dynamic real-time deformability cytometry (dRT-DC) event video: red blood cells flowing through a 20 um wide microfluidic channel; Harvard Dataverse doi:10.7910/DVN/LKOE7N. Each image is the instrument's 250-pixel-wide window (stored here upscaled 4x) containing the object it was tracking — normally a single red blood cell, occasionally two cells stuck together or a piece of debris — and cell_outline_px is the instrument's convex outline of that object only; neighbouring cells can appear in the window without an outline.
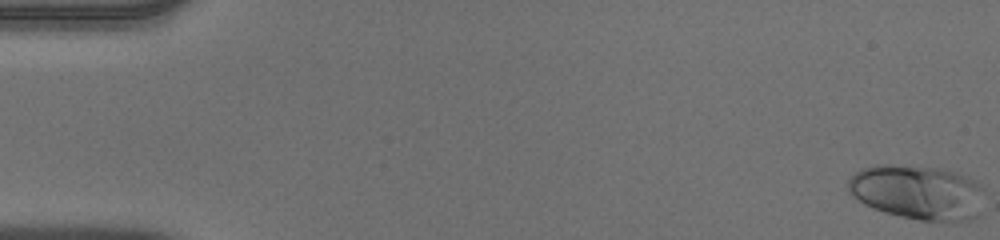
{"species": "human", "species_latin": "Homo sapiens", "temperature_condition": "warm", "stored_images_in_passage": 51, "camera_frame_rate_fps": 3000, "um_per_image_px": 0.085, "donor": {"sex": "male"}, "frame": {"image": 1, "passage_image": 1, "time_ms": 0.0, "image_size_px": [1000, 240], "cell_outline_px": [[984, 192], [976, 216], [972, 220], [956, 224], [920, 220], [900, 216], [884, 212], [872, 208], [864, 204], [852, 196], [848, 192], [848, 180], [860, 168], [876, 164], [888, 164], [940, 168], [956, 172], [968, 176], [984, 184]], "centroid_in_image_um": [78.03, 16.36], "position_along_channel_um": 7.0, "area_um2": 44.39}}
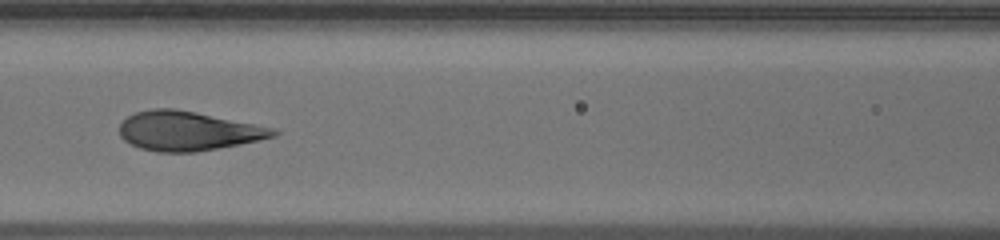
{"frame": {"image": 2, "passage_image": 23, "time_ms": 7.333, "image_size_px": [1000, 240], "cell_outline_px": [[280, 132], [276, 136], [260, 140], [240, 144], [196, 152], [156, 152], [140, 148], [124, 140], [120, 136], [120, 124], [128, 116], [136, 112], [152, 108], [176, 108], [276, 128]], "centroid_in_image_um": [16.0, 11.13], "position_along_channel_um": 150.6, "area_um2": 35.32}}
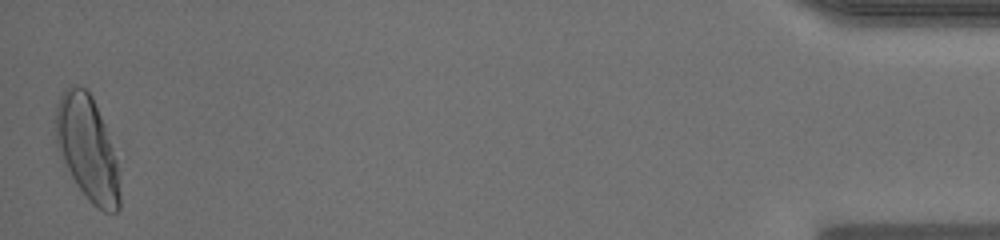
{"frame": {"image": 3, "passage_image": 51, "time_ms": 16.667, "image_size_px": [1000, 240], "cell_outline_px": [[120, 208], [116, 212], [104, 212], [96, 208], [92, 204], [76, 184], [56, 144], [52, 120], [56, 104], [64, 88], [76, 84], [84, 88], [92, 96], [104, 124], [116, 160], [120, 196]], "centroid_in_image_um": [7.38, 12.57], "position_along_channel_um": 427.8, "area_um2": 38.96}, "authors_computed_cell_mechanics": {"area_um2": 35.8938, "velocity_mm_per_s": 3.9385, "shape_relaxation_time_tau1_ms": 4.236, "shape_relaxation_time_tau2_ms": null, "deformation_change_tau1": 0.2037, "deformation_change_tau2": null}}